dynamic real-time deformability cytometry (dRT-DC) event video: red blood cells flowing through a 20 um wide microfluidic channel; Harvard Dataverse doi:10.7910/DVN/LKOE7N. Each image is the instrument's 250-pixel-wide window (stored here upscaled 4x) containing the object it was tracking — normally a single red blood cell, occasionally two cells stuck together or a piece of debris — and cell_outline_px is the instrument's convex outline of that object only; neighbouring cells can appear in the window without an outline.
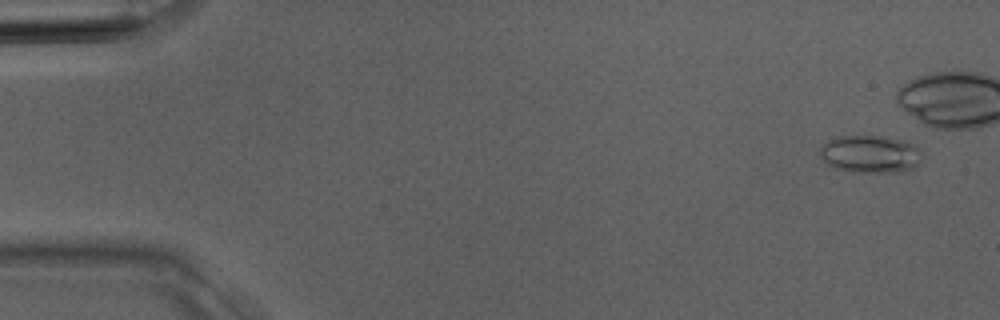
{"species": "Egyptian fruit bat (a non-hibernating species)", "species_latin": "Rousettus aegyptiacus", "temperature_condition": "room temperature", "stored_images_in_passage": 5, "camera_frame_rate_fps": 3000, "um_per_image_px": 0.085, "animal": {"sex": "male"}, "frame": {"image": 1, "passage_image": 1, "time_ms": 0.0, "image_size_px": [1000, 320], "cell_outline_px": [[920, 164], [912, 168], [896, 172], [856, 172], [832, 168], [820, 156], [820, 148], [828, 140], [836, 136], [880, 136], [904, 140], [916, 144], [920, 160]], "centroid_in_image_um": [73.94, 13.09], "position_along_channel_um": 11.1, "area_um2": 22.31}}